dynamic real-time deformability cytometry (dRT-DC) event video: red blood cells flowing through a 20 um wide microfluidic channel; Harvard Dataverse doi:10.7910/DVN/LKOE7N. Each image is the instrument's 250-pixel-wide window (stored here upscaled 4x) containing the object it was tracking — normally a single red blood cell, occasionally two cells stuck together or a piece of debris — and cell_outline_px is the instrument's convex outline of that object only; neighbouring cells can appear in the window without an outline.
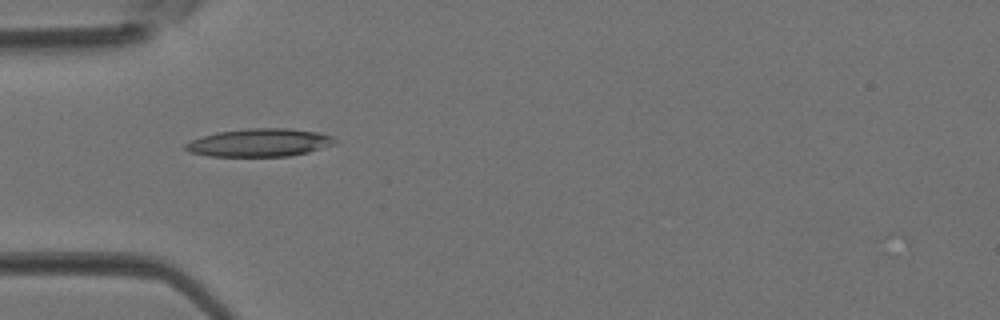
{"species": "Egyptian fruit bat (a non-hibernating species)", "species_latin": "Rousettus aegyptiacus", "temperature_condition": "room temperature", "stored_images_in_passage": 2, "camera_frame_rate_fps": 3000, "um_per_image_px": 0.085, "animal": {"sex": "female"}, "frame": {"image": 1, "passage_image": 1, "time_ms": 0.0, "image_size_px": [1000, 320], "cell_outline_px": [[336, 144], [308, 152], [288, 156], [208, 156], [192, 152], [184, 148], [184, 144], [188, 140], [200, 136], [216, 132], [248, 128], [288, 128], [320, 132], [332, 136], [336, 140]], "centroid_in_image_um": [22.05, 12.11], "position_along_channel_um": 63.0, "area_um2": 24.57}}
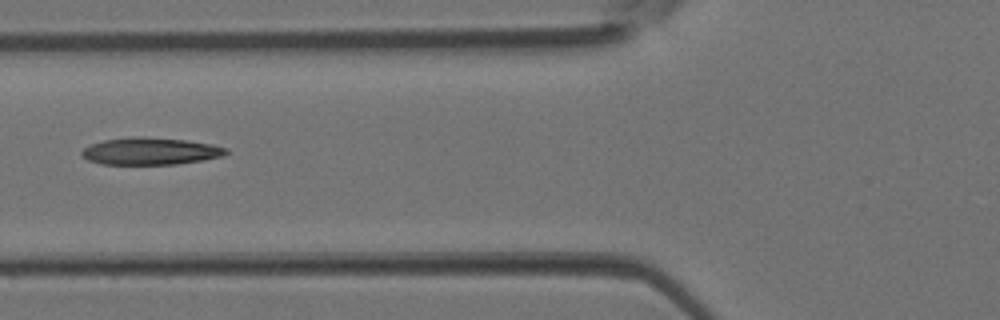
{"frame": {"image": 2, "passage_image": 2, "time_ms": 0.333, "image_size_px": [1000, 320], "cell_outline_px": [[228, 152], [224, 156], [204, 160], [176, 164], [100, 164], [88, 160], [80, 156], [80, 152], [84, 148], [92, 144], [104, 140], [132, 136], [144, 136], [184, 140], [212, 144], [228, 148]], "centroid_in_image_um": [12.78, 12.85], "position_along_channel_um": 113.0, "area_um2": 23.0}}